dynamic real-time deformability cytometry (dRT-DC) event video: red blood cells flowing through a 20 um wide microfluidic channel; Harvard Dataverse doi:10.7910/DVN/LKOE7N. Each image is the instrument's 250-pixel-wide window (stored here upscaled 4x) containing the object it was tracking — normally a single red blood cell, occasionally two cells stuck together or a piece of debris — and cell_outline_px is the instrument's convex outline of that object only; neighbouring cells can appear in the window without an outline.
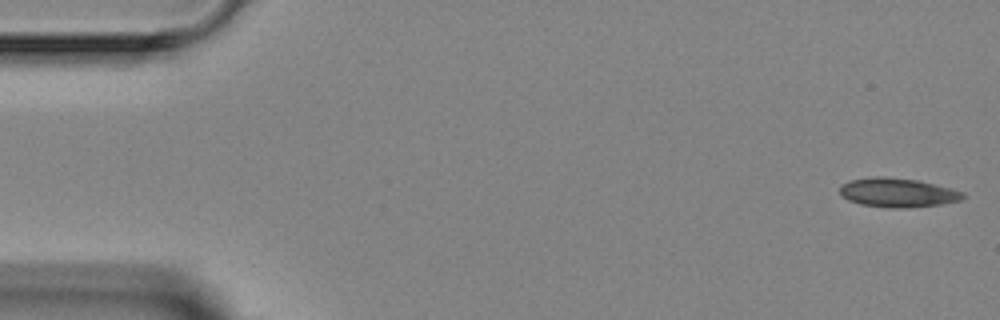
{"species": "Egyptian fruit bat (a non-hibernating species)", "species_latin": "Rousettus aegyptiacus", "temperature_condition": "room temperature", "stored_images_in_passage": 5, "camera_frame_rate_fps": 3000, "um_per_image_px": 0.085, "animal": {"sex": "female"}, "frame": {"image": 1, "passage_image": 1, "time_ms": 0.0, "image_size_px": [1000, 320], "cell_outline_px": [[964, 196], [960, 200], [940, 204], [908, 208], [892, 208], [860, 204], [848, 200], [840, 196], [840, 184], [848, 180], [876, 176], [884, 176], [920, 180], [964, 192]], "centroid_in_image_um": [76.25, 16.36], "position_along_channel_um": 8.8, "area_um2": 21.04}}
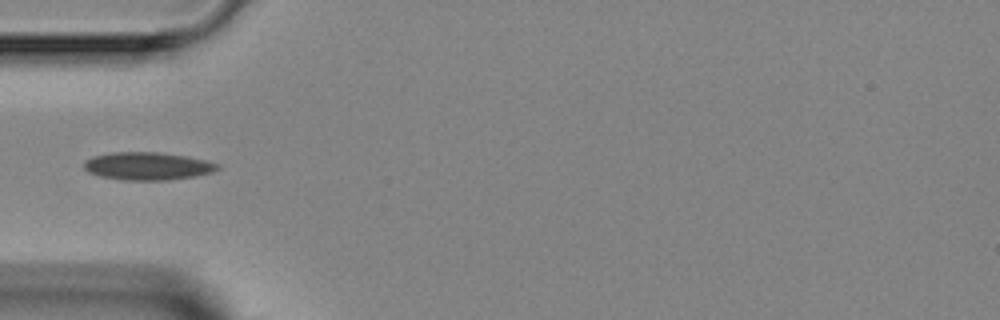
{"frame": {"image": 2, "passage_image": 4, "time_ms": 4.667, "image_size_px": [1000, 320], "cell_outline_px": [[220, 168], [212, 172], [196, 176], [168, 180], [124, 180], [100, 176], [88, 172], [84, 168], [84, 160], [92, 156], [112, 152], [160, 152], [188, 156], [220, 164]], "centroid_in_image_um": [12.54, 14.11], "position_along_channel_um": 72.5, "area_um2": 21.79}}
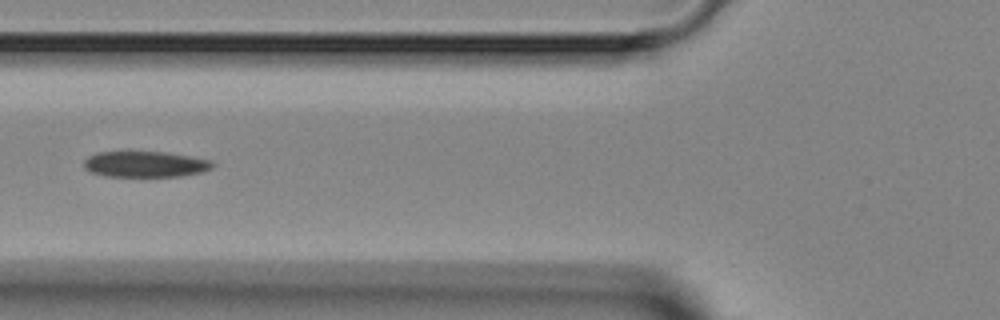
{"frame": {"image": 3, "passage_image": 5, "time_ms": 5.667, "image_size_px": [1000, 320], "cell_outline_px": [[216, 164], [212, 168], [200, 172], [180, 176], [108, 176], [92, 172], [84, 168], [84, 160], [88, 156], [96, 152], [128, 148], [168, 152], [212, 160]], "centroid_in_image_um": [12.3, 13.89], "position_along_channel_um": 113.5, "area_um2": 20.4}}